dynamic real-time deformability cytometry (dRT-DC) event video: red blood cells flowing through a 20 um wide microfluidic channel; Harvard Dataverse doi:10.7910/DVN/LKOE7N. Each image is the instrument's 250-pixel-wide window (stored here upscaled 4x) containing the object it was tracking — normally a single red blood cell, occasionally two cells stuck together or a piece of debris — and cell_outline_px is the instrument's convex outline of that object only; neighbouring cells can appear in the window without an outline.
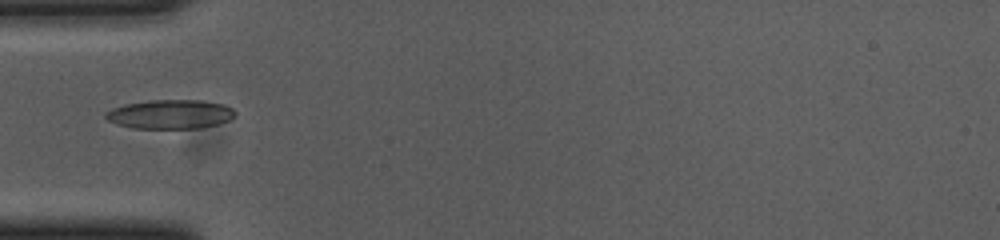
{"species": "common noctule bat (a hibernating species)", "species_latin": "Nyctalus noctula", "temperature_condition": "cold", "stored_images_in_passage": 3, "camera_frame_rate_fps": 3000, "um_per_image_px": 0.085, "animal": {"sex": "female", "body_mass_g": 23.0, "forearm_length_mm": 53.4}, "frame": {"image": 1, "passage_image": 1, "time_ms": 0.0, "image_size_px": [1000, 240], "cell_outline_px": [[236, 116], [228, 120], [216, 124], [200, 128], [132, 128], [116, 124], [108, 120], [104, 116], [104, 112], [112, 108], [124, 104], [152, 100], [200, 100], [224, 104], [232, 108], [236, 112]], "centroid_in_image_um": [14.45, 9.7], "position_along_channel_um": 70.5, "area_um2": 22.02}}